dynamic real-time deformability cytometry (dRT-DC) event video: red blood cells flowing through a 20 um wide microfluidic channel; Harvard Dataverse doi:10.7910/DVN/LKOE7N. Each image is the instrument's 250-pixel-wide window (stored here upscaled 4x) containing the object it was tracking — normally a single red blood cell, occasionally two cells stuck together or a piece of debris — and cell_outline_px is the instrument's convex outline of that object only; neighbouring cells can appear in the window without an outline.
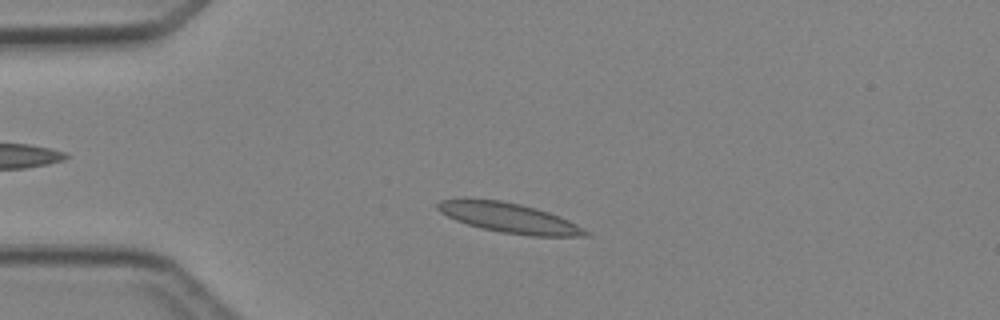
{"species": "Egyptian fruit bat (a non-hibernating species)", "species_latin": "Rousettus aegyptiacus", "temperature_condition": "cold", "stored_images_in_passage": 4, "camera_frame_rate_fps": 3000, "um_per_image_px": 0.085, "animal": {"sex": "female"}, "frame": {"image": 1, "passage_image": 2, "time_ms": 1.0, "image_size_px": [1000, 320], "cell_outline_px": [[592, 236], [532, 236], [500, 232], [480, 228], [456, 220], [440, 212], [436, 208], [436, 204], [440, 200], [464, 196], [500, 200], [520, 204], [536, 208], [548, 212], [568, 220], [588, 232]], "centroid_in_image_um": [43.17, 18.48], "position_along_channel_um": 41.8, "area_um2": 26.01}}
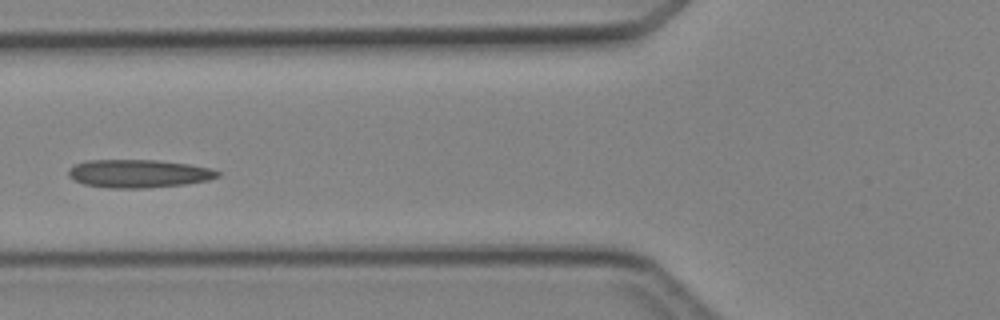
{"frame": {"image": 2, "passage_image": 4, "time_ms": 3.333, "image_size_px": [1000, 320], "cell_outline_px": [[220, 176], [208, 180], [184, 184], [148, 188], [108, 188], [84, 184], [68, 176], [68, 168], [84, 160], [156, 160], [188, 164], [212, 168], [220, 172]], "centroid_in_image_um": [11.78, 14.75], "position_along_channel_um": 114.0, "area_um2": 24.51}}